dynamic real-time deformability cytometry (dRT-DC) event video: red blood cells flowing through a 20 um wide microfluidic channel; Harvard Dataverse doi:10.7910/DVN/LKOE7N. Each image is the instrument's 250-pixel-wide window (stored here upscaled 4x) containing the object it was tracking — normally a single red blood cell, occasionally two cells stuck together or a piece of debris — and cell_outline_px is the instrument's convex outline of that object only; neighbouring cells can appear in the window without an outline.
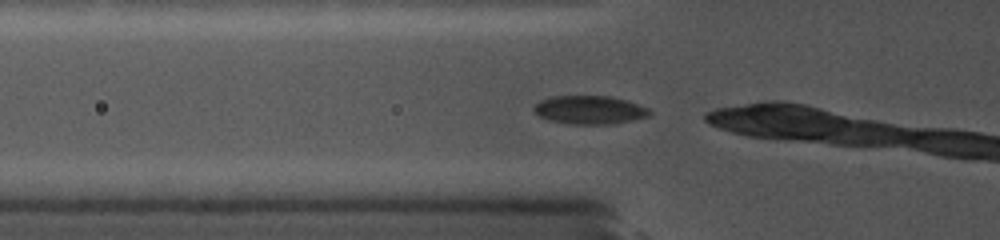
{"species": "common noctule bat (a hibernating species)", "species_latin": "Nyctalus noctula", "temperature_condition": "cold", "stored_images_in_passage": 6, "camera_frame_rate_fps": 5000, "um_per_image_px": 0.085, "animal": {"sex": "female", "body_mass_g": 19.0, "forearm_length_mm": 56.7}, "frame": {"image": 1, "passage_image": 2, "time_ms": 0.2, "image_size_px": [1000, 240], "cell_outline_px": [[652, 112], [648, 116], [612, 124], [568, 124], [548, 120], [540, 116], [532, 108], [540, 100], [552, 96], [608, 96], [624, 100], [648, 108]], "centroid_in_image_um": [50.07, 9.34], "position_along_channel_um": 75.7, "area_um2": 18.96}}